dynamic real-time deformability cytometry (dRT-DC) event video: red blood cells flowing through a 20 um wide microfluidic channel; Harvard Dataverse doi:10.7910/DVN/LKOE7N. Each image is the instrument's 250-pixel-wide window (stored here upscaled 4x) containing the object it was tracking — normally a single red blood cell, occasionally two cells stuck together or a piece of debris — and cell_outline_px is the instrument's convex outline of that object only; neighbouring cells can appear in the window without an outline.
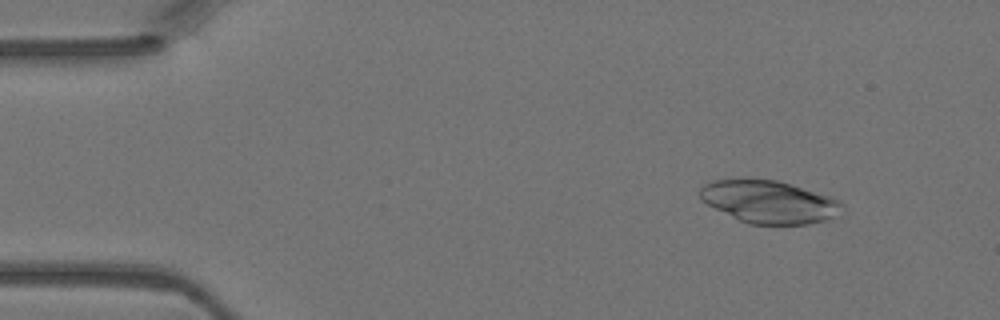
{"species": "Egyptian fruit bat (a non-hibernating species)", "species_latin": "Rousettus aegyptiacus", "temperature_condition": "warm", "stored_images_in_passage": 4, "camera_frame_rate_fps": 3000, "um_per_image_px": 0.085, "animal": {"sex": "female"}, "frame": {"image": 1, "passage_image": 2, "time_ms": 0.333, "image_size_px": [1000, 320], "cell_outline_px": [[844, 204], [840, 216], [828, 220], [808, 224], [748, 224], [700, 200], [700, 188], [704, 184], [712, 180], [776, 180], [832, 196], [840, 200]], "centroid_in_image_um": [65.46, 17.17], "position_along_channel_um": 19.5, "area_um2": 35.2}}